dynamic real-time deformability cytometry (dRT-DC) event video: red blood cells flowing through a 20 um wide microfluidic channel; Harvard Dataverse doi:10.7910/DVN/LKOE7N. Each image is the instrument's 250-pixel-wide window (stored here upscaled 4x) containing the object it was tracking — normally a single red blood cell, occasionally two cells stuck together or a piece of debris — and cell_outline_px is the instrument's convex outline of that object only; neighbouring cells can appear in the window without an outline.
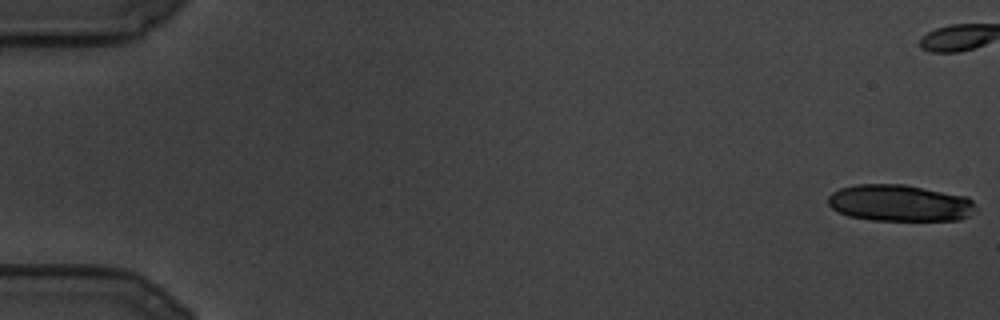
{"species": "common noctule bat (a hibernating species)", "species_latin": "Nyctalus noctula", "temperature_condition": "cold", "stored_images_in_passage": 35, "camera_frame_rate_fps": 3000, "um_per_image_px": 0.085, "animal": {"sex": "male", "body_mass_g": 19.5, "forearm_length_mm": 54.6}, "frame": {"image": 1, "passage_image": 1, "time_ms": 0.0, "image_size_px": [1000, 320], "cell_outline_px": [[976, 208], [968, 216], [960, 220], [872, 220], [848, 216], [832, 208], [828, 204], [828, 196], [832, 192], [840, 188], [856, 184], [904, 184], [968, 196], [972, 200]], "centroid_in_image_um": [76.48, 17.25], "position_along_channel_um": 8.5, "area_um2": 31.62}}